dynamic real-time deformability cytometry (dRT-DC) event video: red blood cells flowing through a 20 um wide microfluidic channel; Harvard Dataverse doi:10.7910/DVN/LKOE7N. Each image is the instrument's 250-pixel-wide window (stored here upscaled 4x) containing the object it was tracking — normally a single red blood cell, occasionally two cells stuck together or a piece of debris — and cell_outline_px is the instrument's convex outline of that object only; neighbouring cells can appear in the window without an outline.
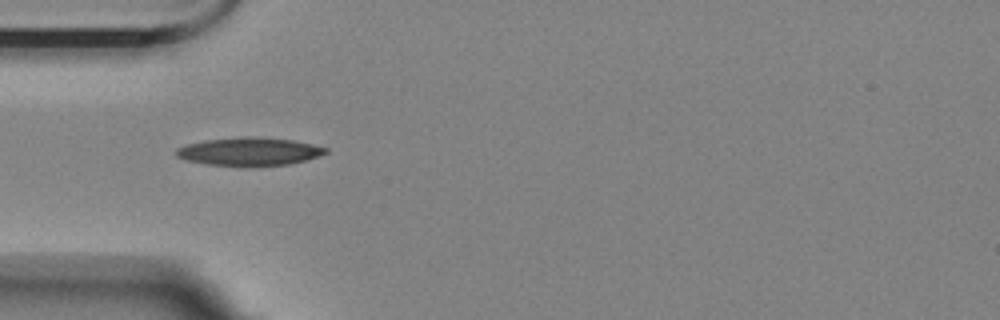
{"species": "Egyptian fruit bat (a non-hibernating species)", "species_latin": "Rousettus aegyptiacus", "temperature_condition": "room temperature", "stored_images_in_passage": 27, "camera_frame_rate_fps": 3000, "um_per_image_px": 0.085, "animal": {"sex": "female"}, "frame": {"image": 1, "passage_image": 1, "time_ms": 0.0, "image_size_px": [1000, 320], "cell_outline_px": [[328, 152], [304, 160], [288, 164], [244, 168], [208, 164], [188, 160], [176, 156], [176, 148], [188, 144], [204, 140], [244, 136], [252, 136], [292, 140], [312, 144], [328, 148]], "centroid_in_image_um": [21.17, 12.89], "position_along_channel_um": 63.8, "area_um2": 24.74}}
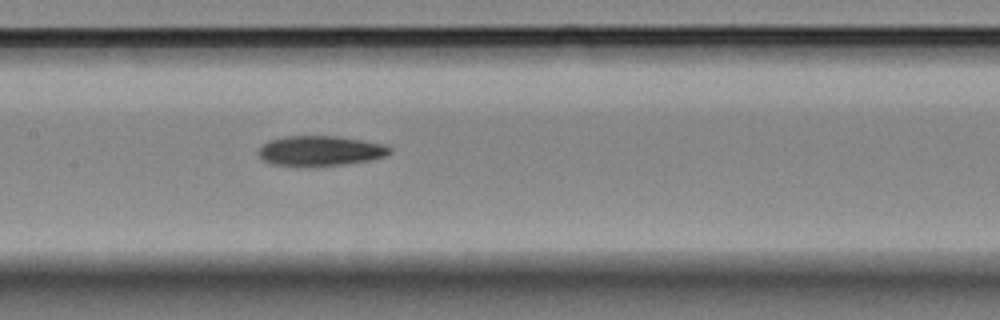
{"frame": {"image": 2, "passage_image": 11, "time_ms": 3.333, "image_size_px": [1000, 320], "cell_outline_px": [[392, 152], [384, 156], [368, 160], [348, 164], [272, 164], [264, 160], [260, 156], [260, 148], [268, 140], [284, 136], [340, 136], [384, 144], [392, 148]], "centroid_in_image_um": [27.28, 12.78], "position_along_channel_um": 180.1, "area_um2": 22.31}}
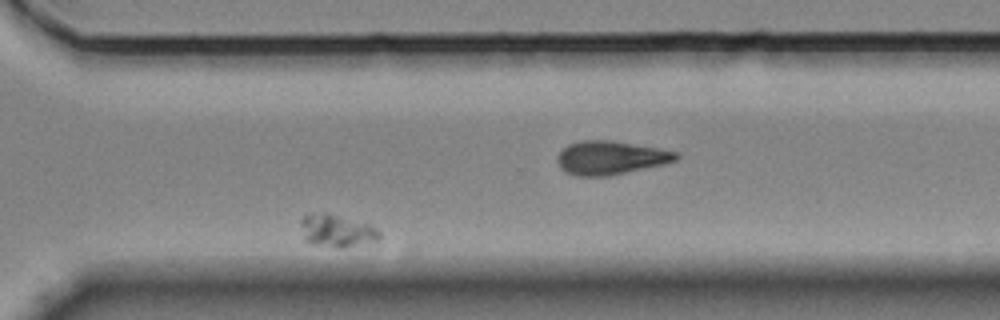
{"frame": {"image": 3, "passage_image": 23, "time_ms": 7.333, "image_size_px": [1000, 320], "cell_outline_px": [[380, 236], [376, 240], [344, 248], [336, 248], [312, 244], [304, 240], [300, 224], [300, 220], [304, 216], [312, 212], [324, 212], [368, 224], [376, 228], [380, 232]], "centroid_in_image_um": [28.56, 19.62], "position_along_channel_um": 342.0, "area_um2": 14.91}}